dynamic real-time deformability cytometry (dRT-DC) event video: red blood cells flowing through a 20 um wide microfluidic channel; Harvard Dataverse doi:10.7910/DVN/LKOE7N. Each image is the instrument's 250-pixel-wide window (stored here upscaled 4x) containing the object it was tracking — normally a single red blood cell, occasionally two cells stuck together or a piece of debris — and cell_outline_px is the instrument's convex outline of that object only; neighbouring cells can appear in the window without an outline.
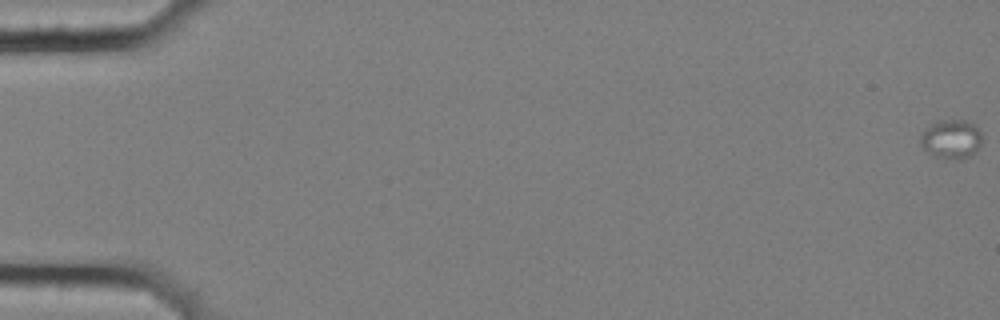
{"species": "common noctule bat (a hibernating species)", "species_latin": "Nyctalus noctula", "temperature_condition": "cold", "stored_images_in_passage": 16, "camera_frame_rate_fps": 3000, "um_per_image_px": 0.085, "animal": {"sex": "female", "body_mass_g": 25.1}, "frame": {"image": 1, "passage_image": 1, "time_ms": 0.0, "image_size_px": [1000, 320], "cell_outline_px": [[980, 144], [976, 152], [960, 160], [952, 160], [932, 156], [924, 148], [920, 140], [920, 136], [936, 120], [964, 120], [976, 124], [980, 132]], "centroid_in_image_um": [80.87, 11.84], "position_along_channel_um": 4.1, "area_um2": 13.99}}